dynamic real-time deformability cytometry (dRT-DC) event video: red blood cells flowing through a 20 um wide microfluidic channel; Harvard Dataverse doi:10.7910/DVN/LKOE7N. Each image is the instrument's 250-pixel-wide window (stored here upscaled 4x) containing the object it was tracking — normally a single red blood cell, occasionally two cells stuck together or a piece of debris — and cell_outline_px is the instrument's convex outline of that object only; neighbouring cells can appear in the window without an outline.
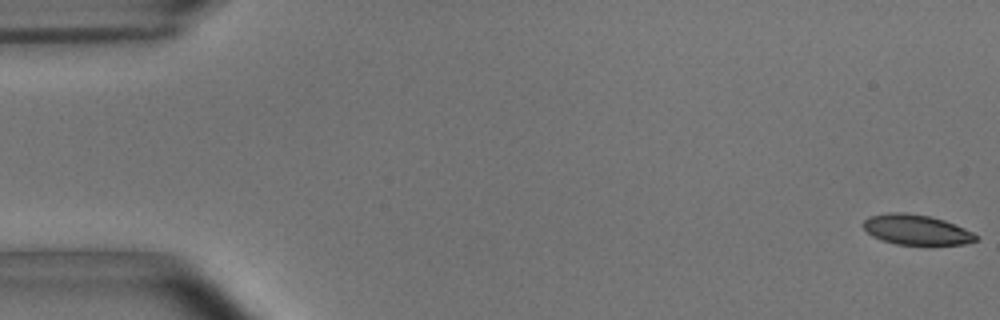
{"species": "common noctule bat (a hibernating species)", "species_latin": "Nyctalus noctula", "temperature_condition": "room temperature", "stored_images_in_passage": 54, "camera_frame_rate_fps": 3000, "um_per_image_px": 0.085, "animal": {"sex": "male", "body_mass_g": 15.6}, "frame": {"image": 1, "passage_image": 1, "time_ms": 0.0, "image_size_px": [1000, 320], "cell_outline_px": [[980, 236], [976, 240], [964, 244], [896, 244], [880, 240], [872, 236], [864, 228], [864, 220], [868, 216], [888, 212], [904, 212], [928, 216], [944, 220], [964, 228]], "centroid_in_image_um": [77.87, 19.52], "position_along_channel_um": 7.1, "area_um2": 19.65}}
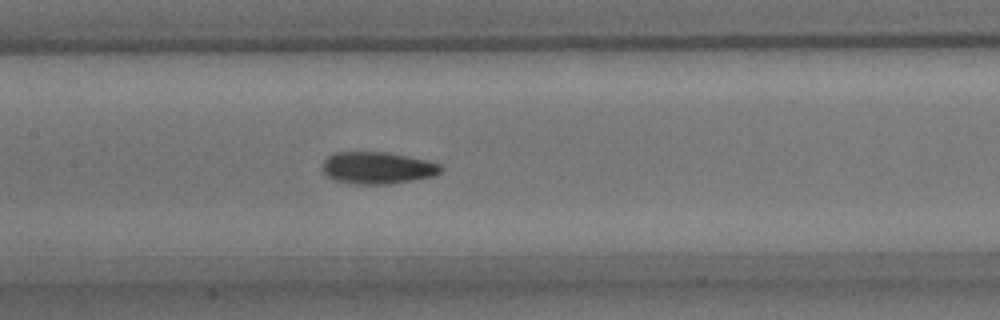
{"frame": {"image": 2, "passage_image": 26, "time_ms": 8.333, "image_size_px": [1000, 320], "cell_outline_px": [[444, 168], [440, 172], [432, 176], [412, 180], [388, 184], [356, 184], [332, 180], [324, 172], [324, 160], [332, 152], [384, 152], [408, 156], [428, 160], [440, 164]], "centroid_in_image_um": [32.09, 14.26], "position_along_channel_um": 175.3, "area_um2": 22.02}}
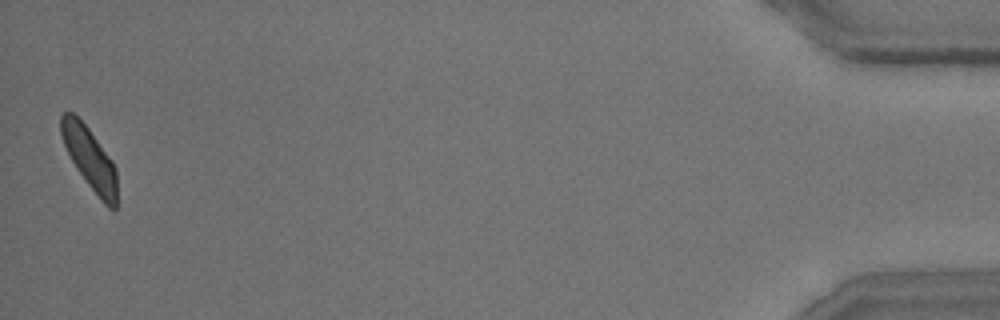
{"frame": {"image": 3, "passage_image": 54, "time_ms": 17.667, "image_size_px": [1000, 320], "cell_outline_px": [[116, 208], [108, 208], [104, 204], [88, 184], [76, 168], [64, 144], [60, 132], [60, 116], [64, 112], [72, 112], [88, 128], [112, 160], [116, 168]], "centroid_in_image_um": [7.62, 13.46], "position_along_channel_um": 427.6, "area_um2": 19.83}, "authors_computed_cell_mechanics": {"area_um2": 21.2126, "velocity_mm_per_s": 3.6799, "shape_relaxation_time_tau1_ms": 6.816, "shape_relaxation_time_tau2_ms": 2.9115, "deformation_change_tau1": 0.1512, "deformation_change_tau2": 0.0862}}